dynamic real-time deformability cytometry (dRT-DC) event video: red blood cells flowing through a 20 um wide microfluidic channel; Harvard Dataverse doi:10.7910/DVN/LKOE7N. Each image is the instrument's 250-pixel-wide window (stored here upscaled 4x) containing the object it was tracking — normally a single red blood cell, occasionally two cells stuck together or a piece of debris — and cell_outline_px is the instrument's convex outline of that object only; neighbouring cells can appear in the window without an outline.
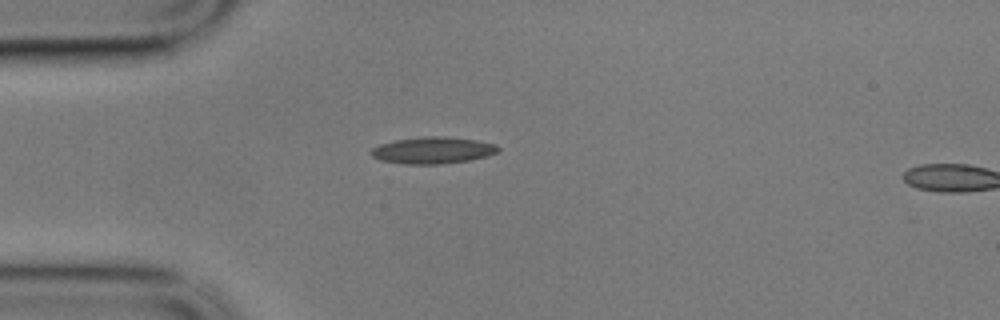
{"species": "common noctule bat (a hibernating species)", "species_latin": "Nyctalus noctula", "temperature_condition": "cold", "stored_images_in_passage": 2, "segment_of_instrument_passage": [1, 2], "camera_frame_rate_fps": 3000, "um_per_image_px": 0.085, "animal": {"sex": "male", "body_mass_g": 17.9}, "frame": {"image": 1, "passage_image": 1, "time_ms": 0.0, "image_size_px": [1000, 320], "cell_outline_px": [[500, 152], [488, 156], [468, 160], [440, 164], [404, 164], [380, 160], [372, 156], [368, 152], [372, 148], [380, 144], [396, 140], [420, 136], [448, 136], [476, 140], [496, 144], [500, 148]], "centroid_in_image_um": [36.8, 12.77], "position_along_channel_um": 48.2, "area_um2": 20.0}}